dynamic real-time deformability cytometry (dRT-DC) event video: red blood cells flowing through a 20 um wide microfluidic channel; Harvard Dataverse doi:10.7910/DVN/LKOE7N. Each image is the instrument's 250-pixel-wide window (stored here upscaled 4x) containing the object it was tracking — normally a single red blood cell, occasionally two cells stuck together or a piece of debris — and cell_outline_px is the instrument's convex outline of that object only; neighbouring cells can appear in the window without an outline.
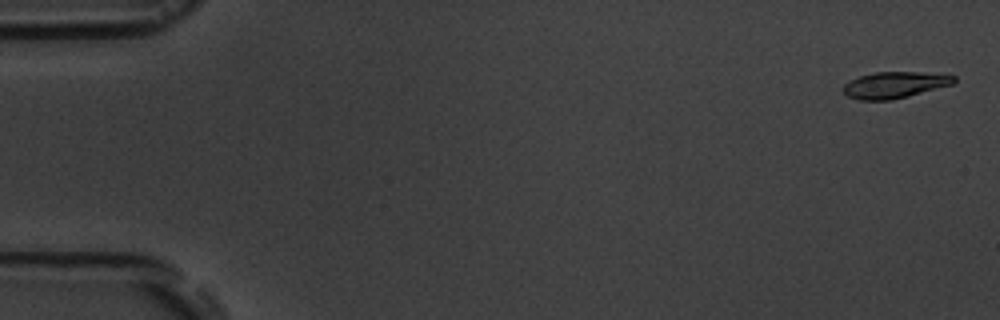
{"species": "common noctule bat (a hibernating species)", "species_latin": "Nyctalus noctula", "temperature_condition": "room temperature", "stored_images_in_passage": 6, "camera_frame_rate_fps": 3000, "um_per_image_px": 0.085, "animal": {"sex": "male", "body_mass_g": 19.5, "forearm_length_mm": 54.6}, "frame": {"image": 1, "passage_image": 1, "time_ms": 0.0, "image_size_px": [1000, 320], "cell_outline_px": [[956, 80], [952, 84], [908, 96], [892, 100], [860, 100], [848, 96], [844, 92], [844, 84], [848, 80], [860, 76], [876, 72], [916, 72], [956, 76]], "centroid_in_image_um": [76.01, 7.22], "position_along_channel_um": 9.0, "area_um2": 16.76}}